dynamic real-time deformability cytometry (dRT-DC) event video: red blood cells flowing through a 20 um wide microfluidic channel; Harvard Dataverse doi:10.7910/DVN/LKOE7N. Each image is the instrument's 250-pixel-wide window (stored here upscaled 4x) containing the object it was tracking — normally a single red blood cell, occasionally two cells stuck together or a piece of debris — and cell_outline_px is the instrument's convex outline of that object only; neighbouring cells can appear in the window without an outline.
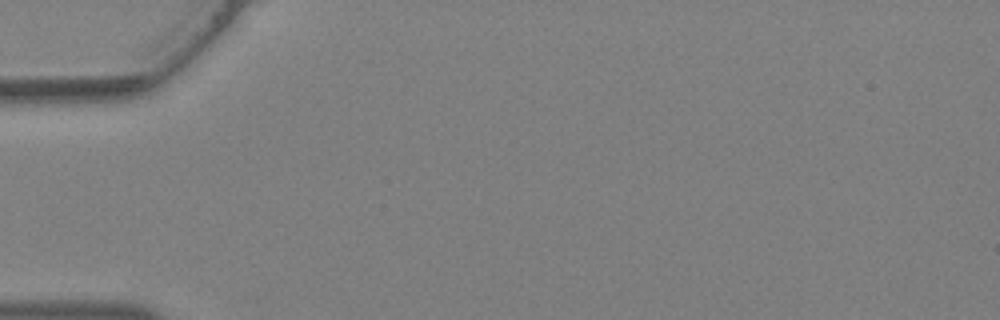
{"species": "Egyptian fruit bat (a non-hibernating species)", "species_latin": "Rousettus aegyptiacus", "temperature_condition": "warm", "stored_images_in_passage": 2, "camera_frame_rate_fps": 3000, "um_per_image_px": 0.085, "animal": {"sex": "female"}, "frame": {"image": 1, "passage_image": 2, "time_ms": 0.333, "image_size_px": [1000, 320], "cell_outline_px": [[380, 296], [376, 296], [368, 292], [304, 236], [296, 224], [296, 220], [308, 220], [332, 232], [376, 280], [380, 288]], "centroid_in_image_um": [28.8, 21.65], "position_along_channel_um": 56.2, "area_um2": 13.06}}